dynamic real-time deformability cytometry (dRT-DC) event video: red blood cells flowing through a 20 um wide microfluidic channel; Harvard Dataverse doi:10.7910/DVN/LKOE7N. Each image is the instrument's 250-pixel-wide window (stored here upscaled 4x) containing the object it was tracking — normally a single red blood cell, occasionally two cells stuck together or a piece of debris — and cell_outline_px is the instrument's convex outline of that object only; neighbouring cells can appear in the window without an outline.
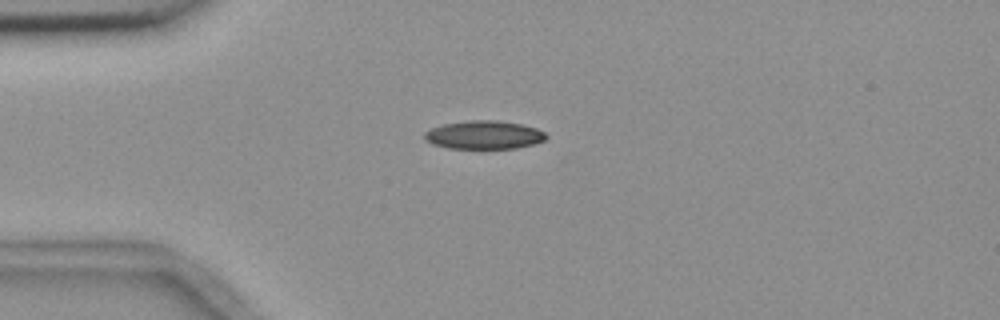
{"species": "common noctule bat (a hibernating species)", "species_latin": "Nyctalus noctula", "temperature_condition": "room temperature", "stored_images_in_passage": 5, "camera_frame_rate_fps": 3000, "um_per_image_px": 0.085, "animal": {"sex": "female", "body_mass_g": 18.4}, "frame": {"image": 1, "passage_image": 1, "time_ms": 0.0, "image_size_px": [1000, 320], "cell_outline_px": [[548, 136], [544, 140], [532, 144], [516, 148], [448, 148], [432, 144], [424, 140], [424, 132], [432, 128], [444, 124], [468, 120], [496, 120], [520, 124], [536, 128], [544, 132]], "centroid_in_image_um": [41.11, 11.46], "position_along_channel_um": 43.9, "area_um2": 20.0}}
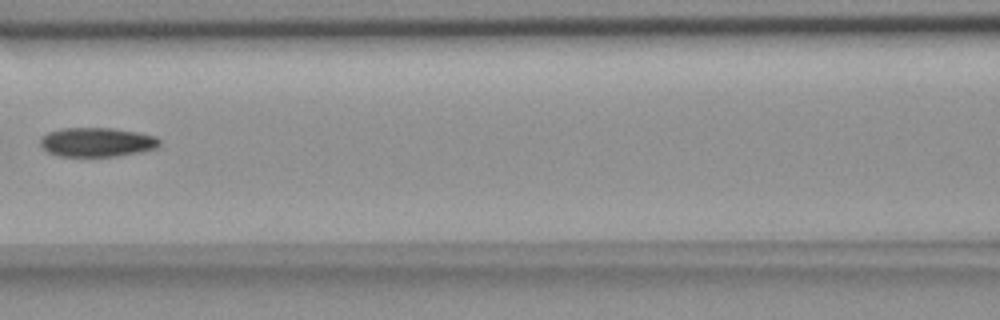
{"frame": {"image": 2, "passage_image": 4, "time_ms": 3.667, "image_size_px": [1000, 320], "cell_outline_px": [[160, 144], [156, 148], [140, 152], [116, 156], [60, 156], [48, 152], [40, 144], [40, 140], [48, 132], [60, 128], [112, 128], [140, 132], [156, 136], [160, 140]], "centroid_in_image_um": [8.27, 12.07], "position_along_channel_um": 158.3, "area_um2": 20.29}}
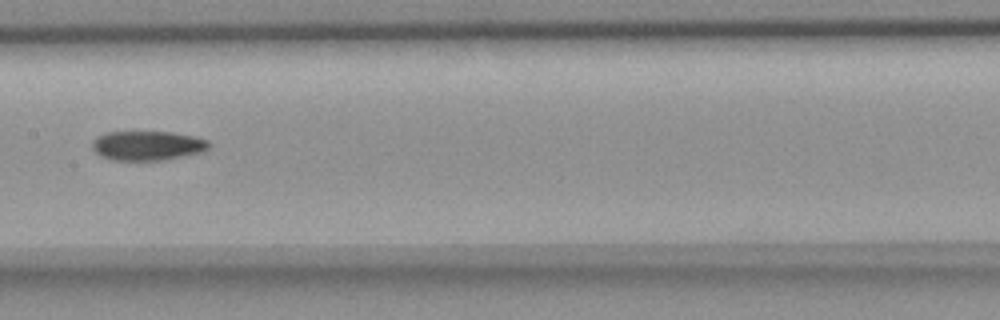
{"frame": {"image": 3, "passage_image": 5, "time_ms": 4.667, "image_size_px": [1000, 320], "cell_outline_px": [[208, 148], [200, 152], [160, 160], [112, 160], [96, 152], [92, 148], [92, 140], [96, 136], [104, 132], [172, 132], [196, 136], [208, 140]], "centroid_in_image_um": [12.49, 12.36], "position_along_channel_um": 194.9, "area_um2": 19.83}}